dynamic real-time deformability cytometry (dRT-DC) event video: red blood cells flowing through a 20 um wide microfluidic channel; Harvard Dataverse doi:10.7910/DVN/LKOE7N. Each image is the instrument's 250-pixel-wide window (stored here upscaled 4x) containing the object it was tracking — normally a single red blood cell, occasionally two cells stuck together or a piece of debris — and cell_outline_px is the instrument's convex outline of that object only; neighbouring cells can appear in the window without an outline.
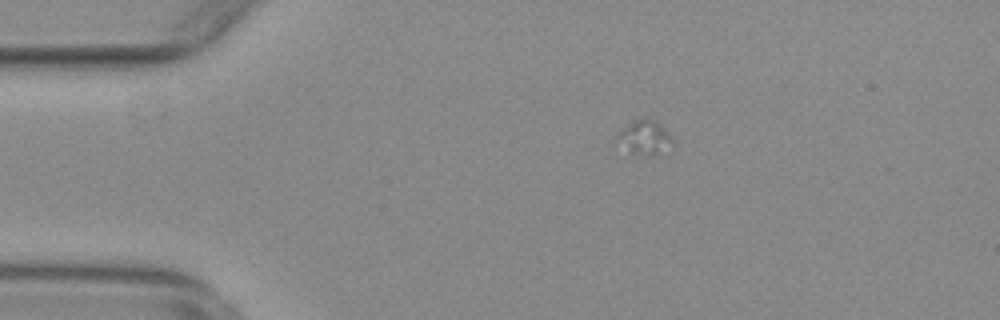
{"species": "common noctule bat (a hibernating species)", "species_latin": "Nyctalus noctula", "temperature_condition": "warm", "stored_images_in_passage": 10, "camera_frame_rate_fps": 3000, "um_per_image_px": 0.085, "animal": {"sex": "female", "body_mass_g": 29.2, "forearm_length_mm": 56.3}, "frame": {"image": 1, "passage_image": 1, "time_ms": 0.0, "image_size_px": [1000, 320], "cell_outline_px": [[672, 140], [656, 156], [648, 156], [632, 152], [612, 140], [632, 120], [648, 116], [656, 120]], "centroid_in_image_um": [54.7, 11.65], "position_along_channel_um": 30.3, "area_um2": 10.75}}